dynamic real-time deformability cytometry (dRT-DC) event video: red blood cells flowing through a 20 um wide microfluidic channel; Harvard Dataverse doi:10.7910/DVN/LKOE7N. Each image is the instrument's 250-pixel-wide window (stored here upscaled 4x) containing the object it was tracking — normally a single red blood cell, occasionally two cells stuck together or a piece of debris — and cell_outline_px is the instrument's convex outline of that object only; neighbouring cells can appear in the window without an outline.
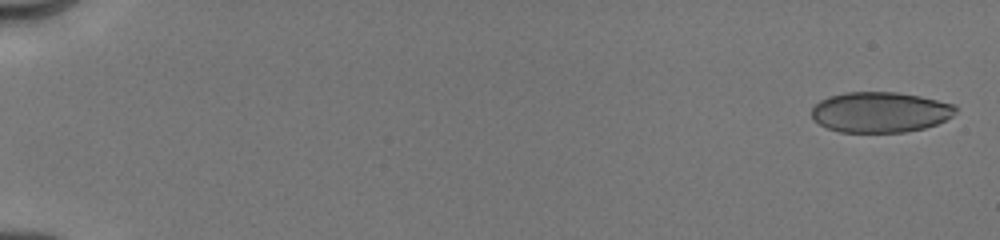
{"species": "human", "species_latin": "Homo sapiens", "temperature_condition": "cold", "stored_images_in_passage": 10, "camera_frame_rate_fps": 3000, "um_per_image_px": 0.085, "donor": {"sex": "male"}, "frame": {"image": 1, "passage_image": 1, "time_ms": 0.0, "image_size_px": [1000, 240], "cell_outline_px": [[956, 112], [952, 116], [936, 124], [924, 128], [904, 132], [840, 132], [828, 128], [820, 124], [812, 116], [812, 108], [820, 100], [844, 92], [896, 92], [920, 96], [956, 104]], "centroid_in_image_um": [74.84, 9.53], "position_along_channel_um": 10.2, "area_um2": 33.87}}
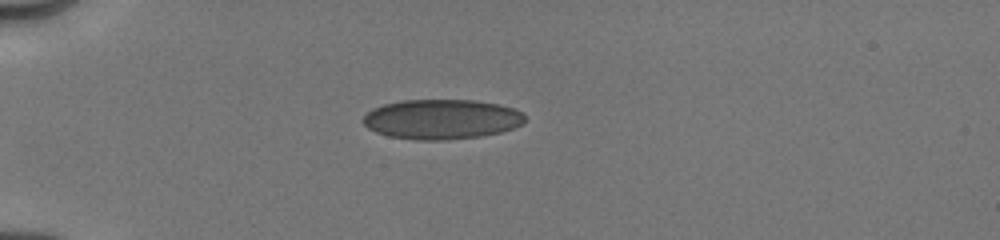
{"frame": {"image": 2, "passage_image": 6, "time_ms": 4.667, "image_size_px": [1000, 240], "cell_outline_px": [[524, 120], [520, 124], [512, 128], [500, 132], [480, 136], [444, 140], [416, 140], [388, 136], [376, 132], [368, 128], [360, 120], [372, 108], [384, 104], [404, 100], [476, 100], [500, 104], [512, 108], [520, 112], [524, 116]], "centroid_in_image_um": [37.49, 10.13], "position_along_channel_um": 47.5, "area_um2": 37.51}}
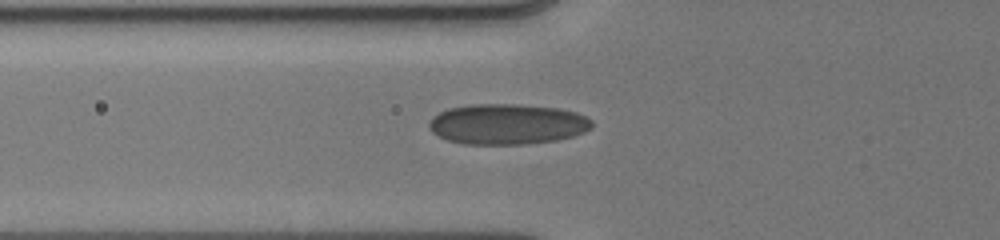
{"frame": {"image": 3, "passage_image": 9, "time_ms": 6.333, "image_size_px": [1000, 240], "cell_outline_px": [[592, 128], [584, 132], [572, 136], [556, 140], [524, 144], [464, 144], [448, 140], [432, 132], [428, 128], [428, 124], [432, 116], [448, 108], [472, 104], [520, 104], [560, 108], [576, 112], [592, 120]], "centroid_in_image_um": [43.11, 10.54], "position_along_channel_um": 82.7, "area_um2": 38.61}}